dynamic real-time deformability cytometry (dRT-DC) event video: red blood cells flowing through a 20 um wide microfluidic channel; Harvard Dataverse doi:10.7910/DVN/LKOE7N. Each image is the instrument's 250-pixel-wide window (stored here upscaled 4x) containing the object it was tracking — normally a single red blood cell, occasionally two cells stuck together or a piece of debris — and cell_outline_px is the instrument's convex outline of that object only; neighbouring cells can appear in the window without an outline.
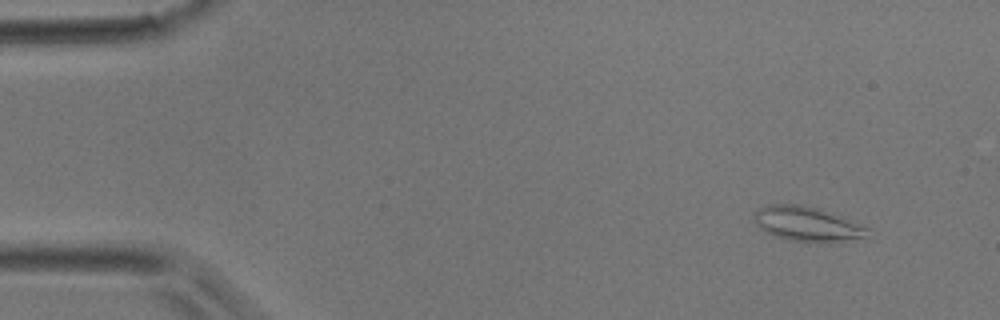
{"species": "common noctule bat (a hibernating species)", "species_latin": "Nyctalus noctula", "temperature_condition": "room temperature", "stored_images_in_passage": 42, "camera_frame_rate_fps": 3000, "um_per_image_px": 0.085, "animal": {"sex": "male", "body_mass_g": 17.9}, "frame": {"image": 1, "passage_image": 1, "time_ms": 0.0, "image_size_px": [1000, 320], "cell_outline_px": [[868, 228], [864, 236], [832, 244], [788, 240], [776, 236], [760, 228], [752, 212], [768, 204], [800, 204], [820, 208], [844, 216]], "centroid_in_image_um": [68.62, 19.03], "position_along_channel_um": 16.4, "area_um2": 23.06}}
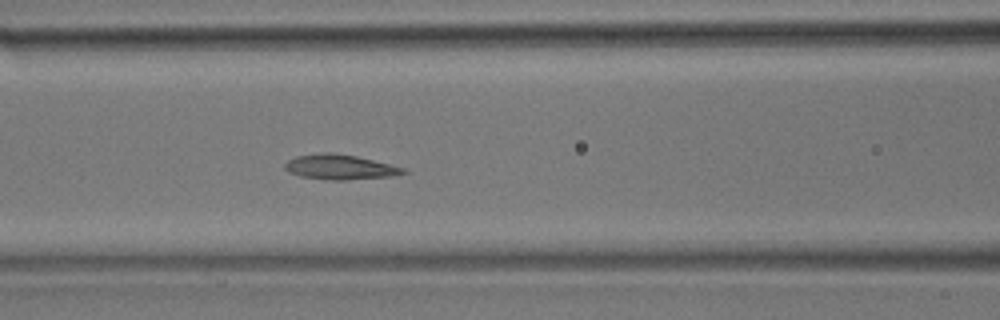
{"frame": {"image": 2, "passage_image": 16, "time_ms": 5.0, "image_size_px": [1000, 320], "cell_outline_px": [[408, 172], [392, 176], [344, 180], [332, 180], [300, 176], [288, 172], [284, 168], [284, 164], [288, 160], [296, 156], [324, 152], [328, 152], [356, 156], [404, 168]], "centroid_in_image_um": [28.85, 14.2], "position_along_channel_um": 137.7, "area_um2": 16.99}}
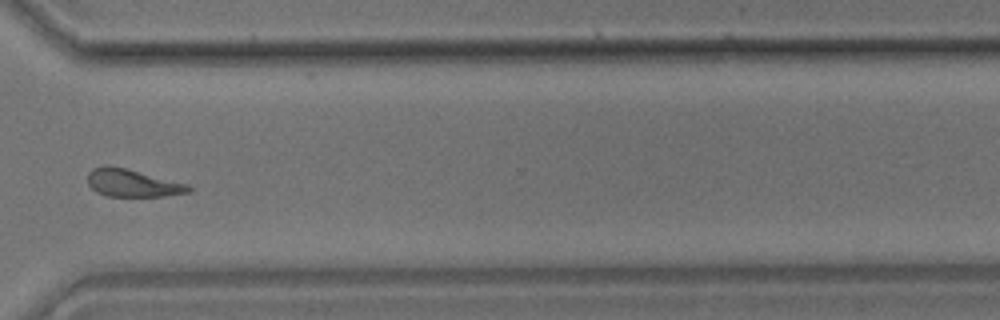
{"frame": {"image": 3, "passage_image": 31, "time_ms": 10.0, "image_size_px": [1000, 320], "cell_outline_px": [[192, 192], [164, 196], [108, 196], [96, 192], [88, 184], [88, 172], [92, 168], [104, 164], [108, 164], [188, 184], [192, 188]], "centroid_in_image_um": [11.24, 15.55], "position_along_channel_um": 359.4, "area_um2": 16.24}}